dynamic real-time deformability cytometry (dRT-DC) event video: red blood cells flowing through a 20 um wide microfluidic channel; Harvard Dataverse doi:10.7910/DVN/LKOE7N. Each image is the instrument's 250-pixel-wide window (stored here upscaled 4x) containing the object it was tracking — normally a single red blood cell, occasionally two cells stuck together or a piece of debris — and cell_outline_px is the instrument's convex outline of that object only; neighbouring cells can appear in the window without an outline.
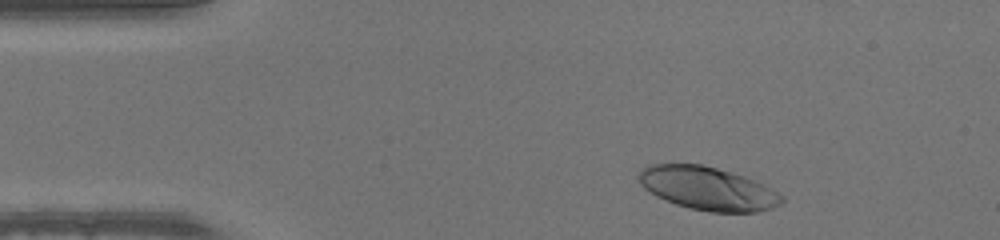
{"species": "human", "species_latin": "Homo sapiens", "temperature_condition": "warm", "stored_images_in_passage": 45, "camera_frame_rate_fps": 3000, "um_per_image_px": 0.085, "donor": {"sex": "male"}, "frame": {"image": 1, "passage_image": 3, "time_ms": 0.667, "image_size_px": [1000, 240], "cell_outline_px": [[784, 200], [780, 204], [772, 208], [756, 212], [712, 212], [688, 208], [676, 204], [656, 196], [644, 188], [640, 184], [636, 176], [640, 168], [648, 164], [700, 164], [716, 168], [744, 176], [784, 196]], "centroid_in_image_um": [60.09, 16.02], "position_along_channel_um": 24.9, "area_um2": 35.89}}
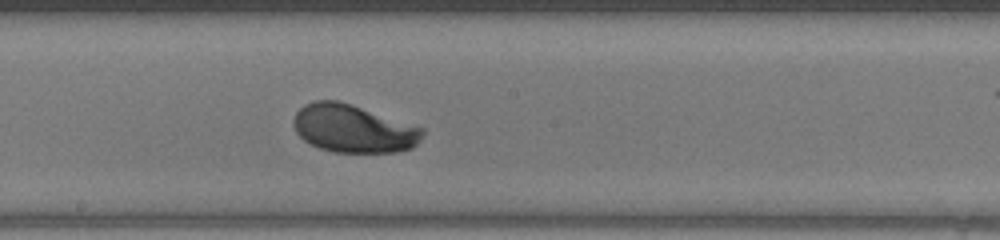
{"frame": {"image": 2, "passage_image": 22, "time_ms": 7.0, "image_size_px": [1000, 240], "cell_outline_px": [[424, 132], [420, 140], [412, 148], [396, 152], [332, 152], [320, 148], [304, 140], [296, 132], [292, 120], [296, 112], [304, 104], [312, 100], [336, 100], [352, 104], [424, 128]], "centroid_in_image_um": [30.02, 10.92], "position_along_channel_um": 218.2, "area_um2": 36.07}}
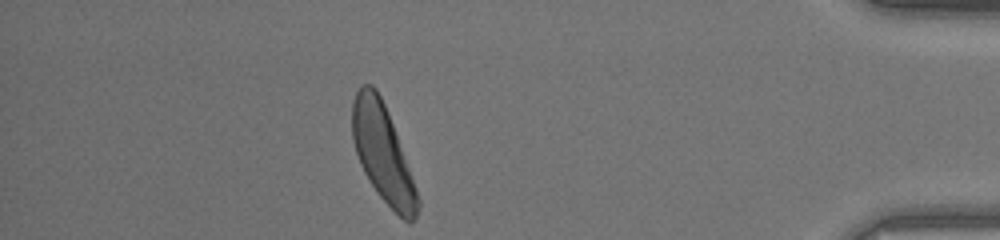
{"frame": {"image": 3, "passage_image": 39, "time_ms": 12.667, "image_size_px": [1000, 240], "cell_outline_px": [[420, 204], [416, 216], [408, 224], [380, 196], [368, 180], [360, 164], [352, 140], [352, 100], [360, 84], [372, 84], [376, 88], [384, 104], [392, 124], [416, 188], [420, 200]], "centroid_in_image_um": [32.5, 13.02], "position_along_channel_um": 402.7, "area_um2": 36.41}}